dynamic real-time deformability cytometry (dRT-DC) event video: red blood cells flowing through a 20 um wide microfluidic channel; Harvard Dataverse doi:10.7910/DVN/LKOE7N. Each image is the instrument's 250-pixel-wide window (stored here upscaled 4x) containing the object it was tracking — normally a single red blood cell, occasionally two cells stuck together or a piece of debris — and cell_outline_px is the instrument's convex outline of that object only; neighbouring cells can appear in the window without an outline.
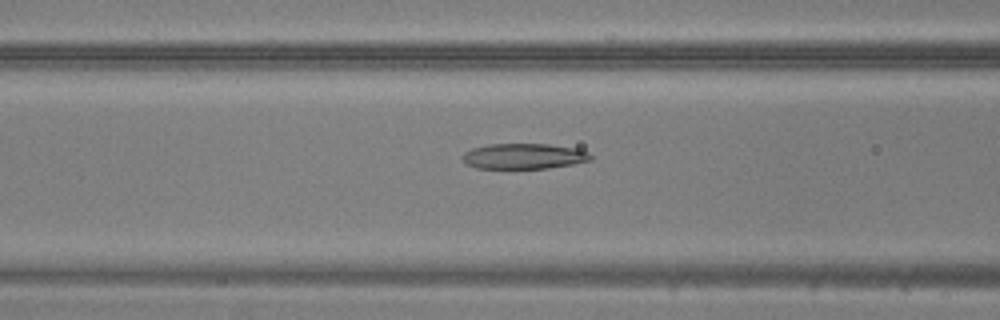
{"species": "common noctule bat (a hibernating species)", "species_latin": "Nyctalus noctula", "temperature_condition": "warm", "stored_images_in_passage": 47, "camera_frame_rate_fps": 3000, "um_per_image_px": 0.085, "animal": {"sex": "male", "body_mass_g": 20.5, "forearm_length_mm": 52.5}, "frame": {"image": 1, "passage_image": 18, "time_ms": 5.667, "image_size_px": [1000, 320], "cell_outline_px": [[592, 160], [572, 164], [548, 168], [476, 168], [468, 164], [460, 156], [464, 152], [472, 148], [488, 144], [548, 144], [576, 148], [588, 152], [592, 156]], "centroid_in_image_um": [44.52, 13.27], "position_along_channel_um": 122.1, "area_um2": 19.02}}
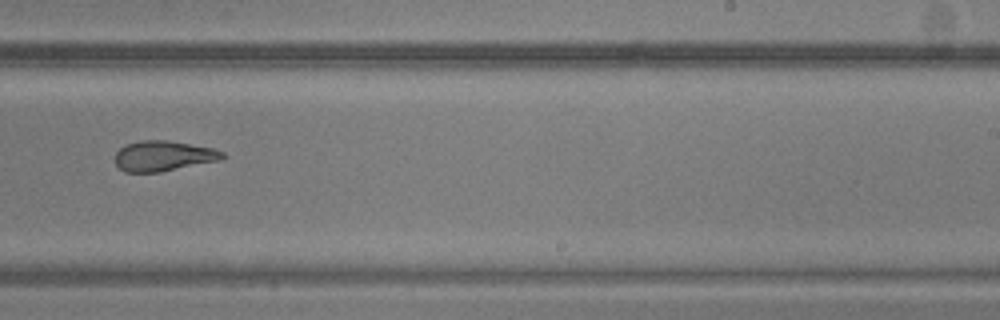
{"frame": {"image": 2, "passage_image": 29, "time_ms": 9.333, "image_size_px": [1000, 320], "cell_outline_px": [[228, 156], [220, 160], [160, 172], [124, 172], [116, 164], [116, 152], [124, 144], [140, 140], [168, 140], [212, 148], [224, 152]], "centroid_in_image_um": [13.89, 13.25], "position_along_channel_um": 275.1, "area_um2": 19.02}}
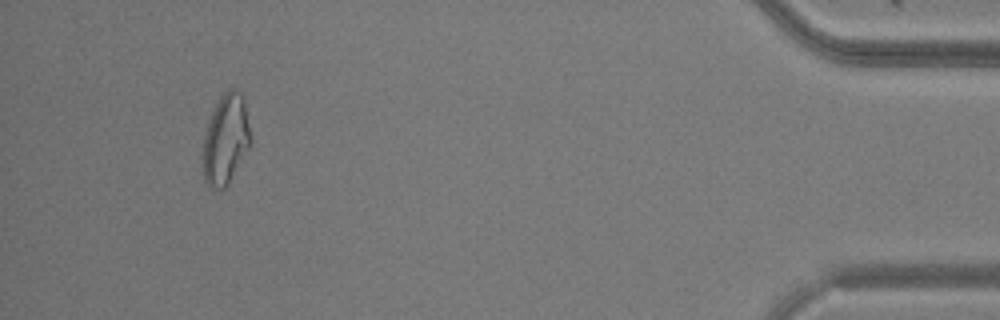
{"frame": {"image": 3, "passage_image": 44, "time_ms": 14.333, "image_size_px": [1000, 320], "cell_outline_px": [[252, 140], [248, 148], [228, 184], [224, 188], [208, 188], [204, 180], [200, 156], [204, 136], [212, 108], [220, 96], [228, 88], [236, 88], [244, 96]], "centroid_in_image_um": [19.15, 11.82], "position_along_channel_um": 416.0, "area_um2": 25.72}}